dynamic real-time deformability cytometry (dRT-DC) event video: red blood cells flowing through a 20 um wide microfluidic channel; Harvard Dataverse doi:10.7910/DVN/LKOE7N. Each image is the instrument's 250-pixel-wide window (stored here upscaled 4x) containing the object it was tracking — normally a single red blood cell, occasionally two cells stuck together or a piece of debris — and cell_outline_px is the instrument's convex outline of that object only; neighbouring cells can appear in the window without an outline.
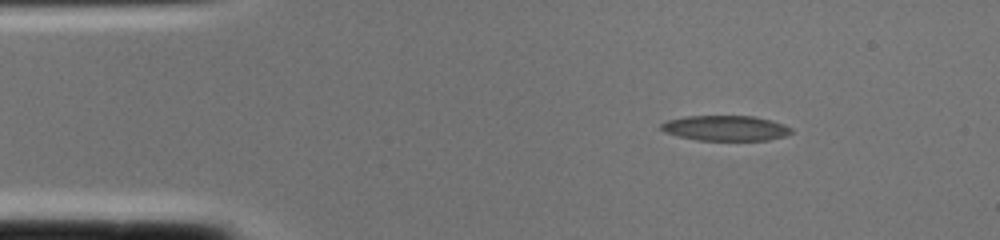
{"species": "common noctule bat (a hibernating species)", "species_latin": "Nyctalus noctula", "temperature_condition": "cold", "stored_images_in_passage": 2, "segment_of_instrument_passage": [1, 2], "camera_frame_rate_fps": 3000, "um_per_image_px": 0.085, "animal": {"sex": "female", "body_mass_g": 22.0, "forearm_length_mm": 56.7}, "frame": {"image": 1, "passage_image": 1, "time_ms": 0.0, "image_size_px": [1000, 240], "cell_outline_px": [[792, 132], [784, 136], [768, 140], [696, 140], [676, 136], [664, 132], [660, 128], [660, 124], [668, 120], [684, 116], [752, 116], [772, 120], [784, 124], [792, 128]], "centroid_in_image_um": [61.65, 10.89], "position_along_channel_um": 23.4, "area_um2": 19.25}}